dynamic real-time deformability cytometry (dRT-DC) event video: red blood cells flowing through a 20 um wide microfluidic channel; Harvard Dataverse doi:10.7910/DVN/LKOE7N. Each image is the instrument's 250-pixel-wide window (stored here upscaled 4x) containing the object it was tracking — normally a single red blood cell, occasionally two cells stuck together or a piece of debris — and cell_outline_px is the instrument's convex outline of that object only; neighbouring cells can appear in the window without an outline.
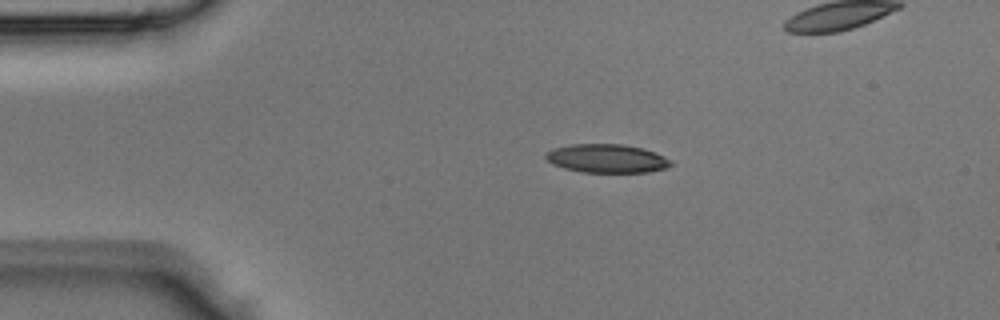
{"species": "Egyptian fruit bat (a non-hibernating species)", "species_latin": "Rousettus aegyptiacus", "temperature_condition": "room temperature", "stored_images_in_passage": 37, "camera_frame_rate_fps": 3000, "um_per_image_px": 0.085, "animal": {"sex": "male"}, "frame": {"image": 1, "passage_image": 1, "time_ms": 0.0, "image_size_px": [1000, 320], "cell_outline_px": [[676, 164], [664, 168], [648, 172], [584, 172], [564, 168], [552, 164], [544, 156], [552, 148], [572, 144], [624, 144], [644, 148], [656, 152], [672, 160]], "centroid_in_image_um": [51.63, 13.46], "position_along_channel_um": 33.4, "area_um2": 20.98}}
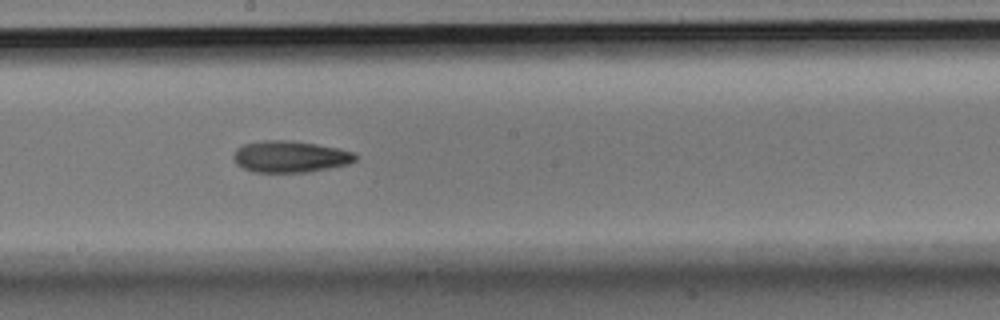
{"frame": {"image": 2, "passage_image": 16, "time_ms": 5.0, "image_size_px": [1000, 320], "cell_outline_px": [[356, 160], [348, 164], [308, 172], [252, 172], [236, 164], [232, 156], [236, 148], [244, 144], [264, 140], [284, 140], [316, 144], [340, 148], [356, 152]], "centroid_in_image_um": [24.66, 13.31], "position_along_channel_um": 223.5, "area_um2": 22.48}}
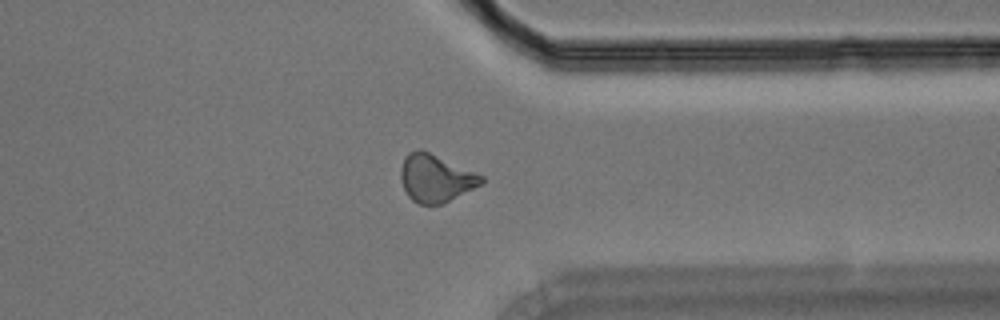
{"frame": {"image": 3, "passage_image": 26, "time_ms": 8.333, "image_size_px": [1000, 320], "cell_outline_px": [[484, 184], [444, 204], [420, 204], [412, 200], [408, 196], [400, 180], [400, 168], [404, 156], [408, 152], [420, 148], [476, 172], [484, 176]], "centroid_in_image_um": [37.04, 15.15], "position_along_channel_um": 374.4, "area_um2": 22.77}}